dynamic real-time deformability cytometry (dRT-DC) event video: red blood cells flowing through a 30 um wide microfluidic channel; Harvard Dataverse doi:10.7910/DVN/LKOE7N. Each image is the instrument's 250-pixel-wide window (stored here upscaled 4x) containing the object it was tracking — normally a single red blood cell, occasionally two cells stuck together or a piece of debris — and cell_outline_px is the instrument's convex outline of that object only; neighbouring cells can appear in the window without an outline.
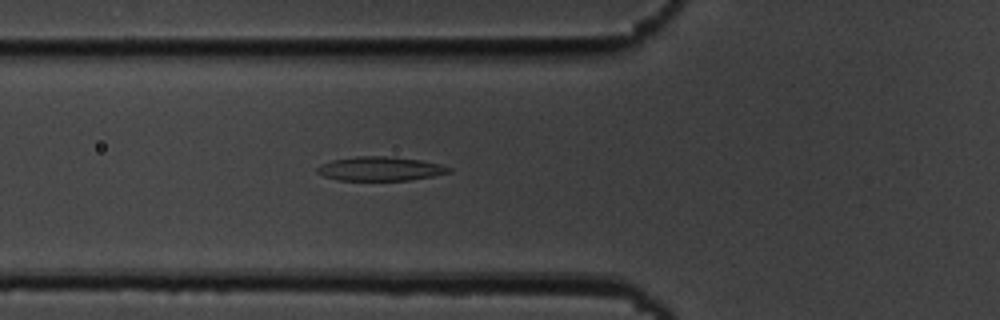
{"species": "common noctule bat (a hibernating species)", "species_latin": "Nyctalus noctula", "temperature_condition": "cold", "stored_images_in_passage": 41, "camera_frame_rate_fps": 3000, "um_per_image_px": 0.085, "animal": {"sex": "male", "body_mass_g": 19.5, "forearm_length_mm": 54.6}, "frame": {"image": 1, "passage_image": 6, "time_ms": 1.667, "image_size_px": [1000, 320], "cell_outline_px": [[452, 172], [432, 176], [408, 180], [336, 180], [324, 176], [316, 172], [316, 168], [320, 164], [332, 160], [356, 156], [392, 156], [420, 160], [440, 164], [452, 168]], "centroid_in_image_um": [32.3, 14.34], "position_along_channel_um": 93.5, "area_um2": 18.55}}
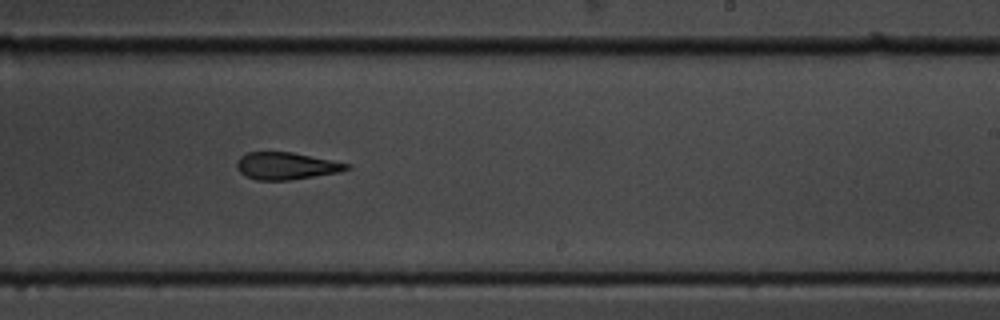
{"frame": {"image": 2, "passage_image": 20, "time_ms": 6.333, "image_size_px": [1000, 320], "cell_outline_px": [[352, 168], [340, 172], [292, 180], [256, 180], [240, 172], [236, 168], [236, 164], [240, 156], [248, 152], [292, 152], [352, 164]], "centroid_in_image_um": [24.37, 14.1], "position_along_channel_um": 264.6, "area_um2": 17.51}}
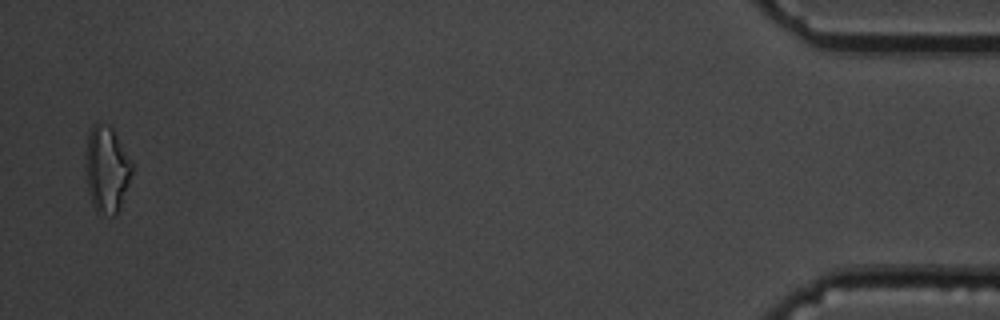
{"frame": {"image": 3, "passage_image": 40, "time_ms": 13.0, "image_size_px": [1000, 320], "cell_outline_px": [[132, 172], [128, 184], [116, 216], [112, 216], [96, 212], [92, 204], [88, 192], [84, 164], [88, 132], [92, 124], [96, 120], [100, 120], [108, 124], [112, 128], [132, 164]], "centroid_in_image_um": [9.01, 14.35], "position_along_channel_um": 426.2, "area_um2": 23.58}, "authors_computed_cell_mechanics": {"area_um2": 18.2648, "velocity_mm_per_s": 3.6709, "shape_relaxation_time_tau1_ms": 10.8718, "shape_relaxation_time_tau2_ms": 3.4575, "deformation_change_tau1": 0.2706, "deformation_change_tau2": 0.1178}}